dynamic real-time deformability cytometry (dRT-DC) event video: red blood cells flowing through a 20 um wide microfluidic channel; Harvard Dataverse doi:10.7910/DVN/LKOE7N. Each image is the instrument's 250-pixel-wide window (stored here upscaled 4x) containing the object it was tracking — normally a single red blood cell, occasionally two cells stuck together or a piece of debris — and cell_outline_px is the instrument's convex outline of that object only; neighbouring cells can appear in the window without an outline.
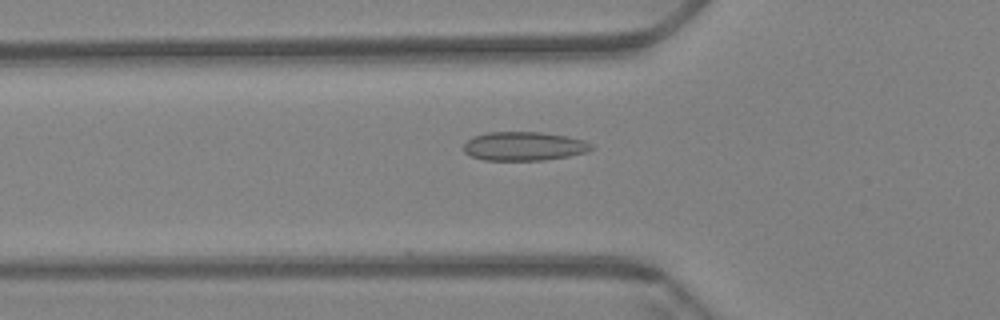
{"species": "Egyptian fruit bat (a non-hibernating species)", "species_latin": "Rousettus aegyptiacus", "temperature_condition": "warm", "stored_images_in_passage": 56, "camera_frame_rate_fps": 3000, "um_per_image_px": 0.085, "animal": {"sex": "female"}, "frame": {"image": 1, "passage_image": 19, "time_ms": 6.0, "image_size_px": [1000, 320], "cell_outline_px": [[596, 148], [588, 152], [568, 156], [544, 160], [484, 160], [472, 156], [464, 152], [464, 144], [472, 136], [488, 132], [540, 132], [568, 136], [584, 140], [592, 144]], "centroid_in_image_um": [44.58, 12.42], "position_along_channel_um": 81.2, "area_um2": 21.62}}
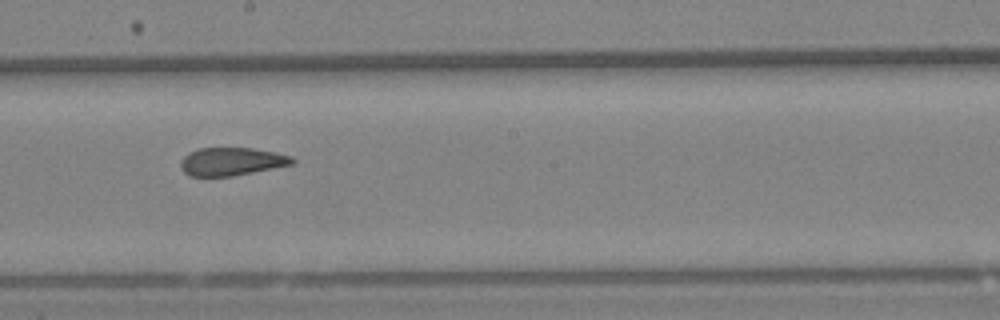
{"frame": {"image": 2, "passage_image": 32, "time_ms": 10.333, "image_size_px": [1000, 320], "cell_outline_px": [[296, 160], [292, 164], [232, 176], [188, 176], [180, 168], [180, 160], [188, 152], [200, 148], [252, 148], [276, 152], [292, 156]], "centroid_in_image_um": [19.65, 13.72], "position_along_channel_um": 228.5, "area_um2": 18.26}}
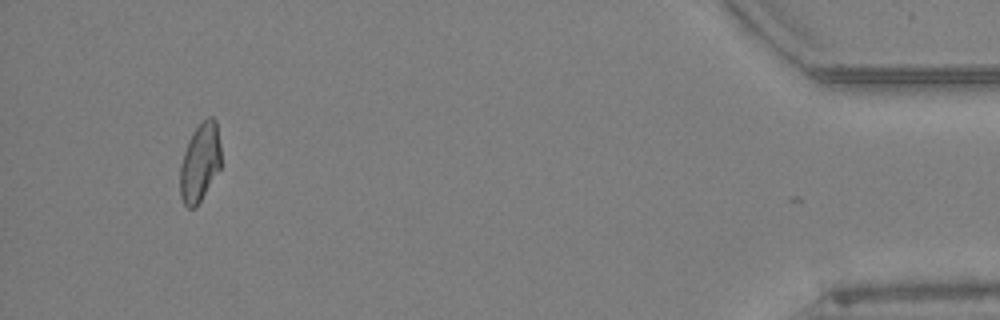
{"frame": {"image": 3, "passage_image": 55, "time_ms": 18.0, "image_size_px": [1000, 320], "cell_outline_px": [[220, 168], [196, 208], [188, 208], [184, 204], [180, 196], [180, 164], [188, 140], [192, 132], [208, 116], [212, 116], [216, 120], [220, 144]], "centroid_in_image_um": [16.98, 13.81], "position_along_channel_um": 418.2, "area_um2": 18.73}, "authors_computed_cell_mechanics": {"area_um2": 19.8254, "velocity_mm_per_s": 3.4044, "shape_relaxation_time_tau1_ms": null, "shape_relaxation_time_tau2_ms": 1.9625, "deformation_change_tau1": null, "deformation_change_tau2": 0.0627}}